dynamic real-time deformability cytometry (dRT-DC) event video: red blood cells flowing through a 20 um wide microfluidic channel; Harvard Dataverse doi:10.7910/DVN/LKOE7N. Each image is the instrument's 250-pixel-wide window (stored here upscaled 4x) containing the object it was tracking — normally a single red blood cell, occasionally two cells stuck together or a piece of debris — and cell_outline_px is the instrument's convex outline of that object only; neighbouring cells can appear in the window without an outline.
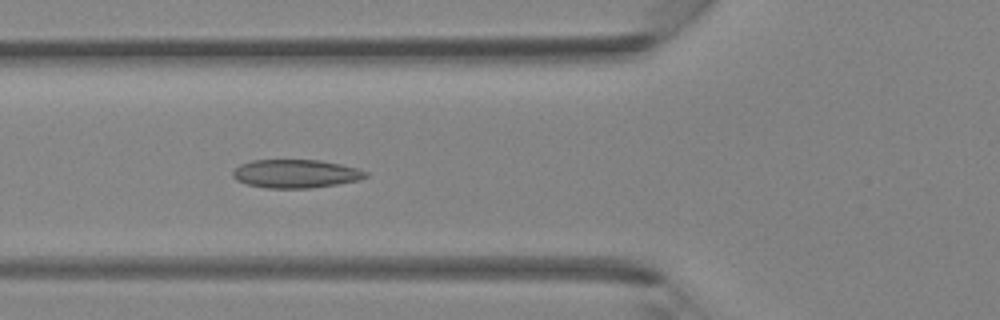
{"species": "Egyptian fruit bat (a non-hibernating species)", "species_latin": "Rousettus aegyptiacus", "temperature_condition": "room temperature", "stored_images_in_passage": 29, "camera_frame_rate_fps": 3000, "um_per_image_px": 0.085, "animal": {"sex": "female"}, "frame": {"image": 1, "passage_image": 3, "time_ms": 0.667, "image_size_px": [1000, 320], "cell_outline_px": [[368, 176], [360, 180], [336, 184], [308, 188], [268, 188], [248, 184], [236, 180], [232, 176], [232, 172], [240, 164], [252, 160], [320, 160], [340, 164], [356, 168], [368, 172]], "centroid_in_image_um": [25.13, 14.76], "position_along_channel_um": 100.7, "area_um2": 21.91}}
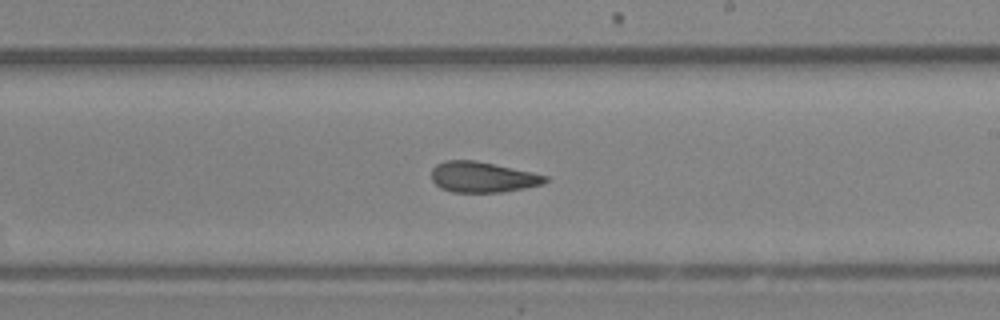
{"frame": {"image": 2, "passage_image": 12, "time_ms": 3.667, "image_size_px": [1000, 320], "cell_outline_px": [[548, 180], [544, 184], [504, 192], [452, 192], [440, 188], [432, 180], [432, 168], [436, 164], [444, 160], [476, 160], [532, 172], [548, 176]], "centroid_in_image_um": [41.01, 15.05], "position_along_channel_um": 248.0, "area_um2": 20.4}}
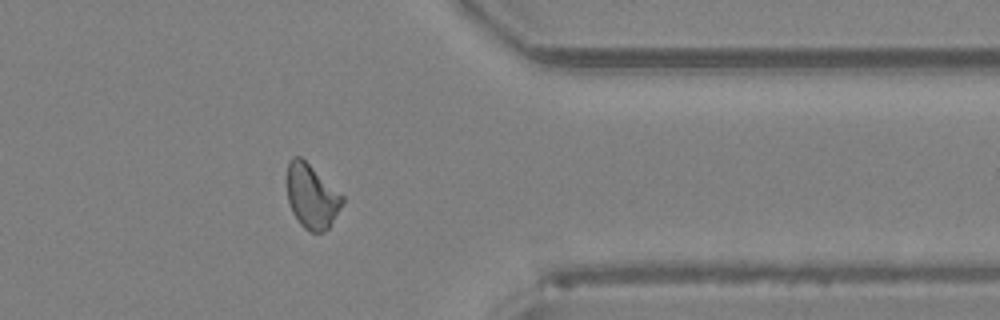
{"frame": {"image": 3, "passage_image": 21, "time_ms": 6.667, "image_size_px": [1000, 320], "cell_outline_px": [[344, 200], [340, 208], [328, 228], [324, 232], [312, 232], [304, 228], [300, 224], [292, 212], [288, 200], [288, 164], [292, 156], [300, 156], [344, 196]], "centroid_in_image_um": [26.5, 16.7], "position_along_channel_um": 384.9, "area_um2": 20.35}}